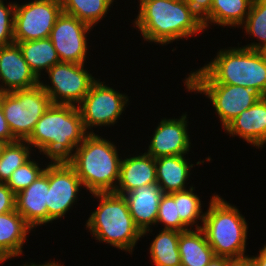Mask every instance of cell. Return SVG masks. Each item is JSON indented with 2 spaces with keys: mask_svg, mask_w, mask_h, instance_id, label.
I'll return each mask as SVG.
<instances>
[{
  "mask_svg": "<svg viewBox=\"0 0 266 266\" xmlns=\"http://www.w3.org/2000/svg\"><path fill=\"white\" fill-rule=\"evenodd\" d=\"M184 84L240 85L266 97V62L257 50L221 49L210 63L191 72Z\"/></svg>",
  "mask_w": 266,
  "mask_h": 266,
  "instance_id": "1",
  "label": "cell"
},
{
  "mask_svg": "<svg viewBox=\"0 0 266 266\" xmlns=\"http://www.w3.org/2000/svg\"><path fill=\"white\" fill-rule=\"evenodd\" d=\"M139 7L134 23L148 42L166 45L204 30L201 19L186 0H149Z\"/></svg>",
  "mask_w": 266,
  "mask_h": 266,
  "instance_id": "2",
  "label": "cell"
},
{
  "mask_svg": "<svg viewBox=\"0 0 266 266\" xmlns=\"http://www.w3.org/2000/svg\"><path fill=\"white\" fill-rule=\"evenodd\" d=\"M87 134L77 106L52 104L26 142L51 161H67Z\"/></svg>",
  "mask_w": 266,
  "mask_h": 266,
  "instance_id": "3",
  "label": "cell"
},
{
  "mask_svg": "<svg viewBox=\"0 0 266 266\" xmlns=\"http://www.w3.org/2000/svg\"><path fill=\"white\" fill-rule=\"evenodd\" d=\"M113 144L95 133H88L67 160L91 194L115 191L121 159Z\"/></svg>",
  "mask_w": 266,
  "mask_h": 266,
  "instance_id": "4",
  "label": "cell"
},
{
  "mask_svg": "<svg viewBox=\"0 0 266 266\" xmlns=\"http://www.w3.org/2000/svg\"><path fill=\"white\" fill-rule=\"evenodd\" d=\"M100 201L86 222L96 240L132 252L142 232L135 225L123 195L115 192L92 193Z\"/></svg>",
  "mask_w": 266,
  "mask_h": 266,
  "instance_id": "5",
  "label": "cell"
},
{
  "mask_svg": "<svg viewBox=\"0 0 266 266\" xmlns=\"http://www.w3.org/2000/svg\"><path fill=\"white\" fill-rule=\"evenodd\" d=\"M204 215L201 229L214 255L228 258L244 256L248 224L236 206L213 195Z\"/></svg>",
  "mask_w": 266,
  "mask_h": 266,
  "instance_id": "6",
  "label": "cell"
},
{
  "mask_svg": "<svg viewBox=\"0 0 266 266\" xmlns=\"http://www.w3.org/2000/svg\"><path fill=\"white\" fill-rule=\"evenodd\" d=\"M51 105L50 96L40 83L29 89L0 93V106L16 140H27Z\"/></svg>",
  "mask_w": 266,
  "mask_h": 266,
  "instance_id": "7",
  "label": "cell"
},
{
  "mask_svg": "<svg viewBox=\"0 0 266 266\" xmlns=\"http://www.w3.org/2000/svg\"><path fill=\"white\" fill-rule=\"evenodd\" d=\"M46 73L52 86L41 81L40 85L50 96L52 104L79 105L96 81V78L84 69V64L59 62Z\"/></svg>",
  "mask_w": 266,
  "mask_h": 266,
  "instance_id": "8",
  "label": "cell"
},
{
  "mask_svg": "<svg viewBox=\"0 0 266 266\" xmlns=\"http://www.w3.org/2000/svg\"><path fill=\"white\" fill-rule=\"evenodd\" d=\"M62 12L61 0H33L23 5L15 4L14 42L48 38Z\"/></svg>",
  "mask_w": 266,
  "mask_h": 266,
  "instance_id": "9",
  "label": "cell"
},
{
  "mask_svg": "<svg viewBox=\"0 0 266 266\" xmlns=\"http://www.w3.org/2000/svg\"><path fill=\"white\" fill-rule=\"evenodd\" d=\"M128 100L127 95L96 80L91 85L89 93L77 105L86 132L94 133L87 131L93 126L114 125L124 111Z\"/></svg>",
  "mask_w": 266,
  "mask_h": 266,
  "instance_id": "10",
  "label": "cell"
},
{
  "mask_svg": "<svg viewBox=\"0 0 266 266\" xmlns=\"http://www.w3.org/2000/svg\"><path fill=\"white\" fill-rule=\"evenodd\" d=\"M188 91L205 94L212 102L222 126L254 105L262 96L253 89L228 84H185Z\"/></svg>",
  "mask_w": 266,
  "mask_h": 266,
  "instance_id": "11",
  "label": "cell"
},
{
  "mask_svg": "<svg viewBox=\"0 0 266 266\" xmlns=\"http://www.w3.org/2000/svg\"><path fill=\"white\" fill-rule=\"evenodd\" d=\"M81 186L83 185L75 169L67 161H51L46 202L48 223L64 217L78 198Z\"/></svg>",
  "mask_w": 266,
  "mask_h": 266,
  "instance_id": "12",
  "label": "cell"
},
{
  "mask_svg": "<svg viewBox=\"0 0 266 266\" xmlns=\"http://www.w3.org/2000/svg\"><path fill=\"white\" fill-rule=\"evenodd\" d=\"M92 26L64 12L57 18L49 39L60 62L84 64L87 55V37Z\"/></svg>",
  "mask_w": 266,
  "mask_h": 266,
  "instance_id": "13",
  "label": "cell"
},
{
  "mask_svg": "<svg viewBox=\"0 0 266 266\" xmlns=\"http://www.w3.org/2000/svg\"><path fill=\"white\" fill-rule=\"evenodd\" d=\"M0 81L4 86L0 84V93L29 89L40 83L15 42L0 48Z\"/></svg>",
  "mask_w": 266,
  "mask_h": 266,
  "instance_id": "14",
  "label": "cell"
},
{
  "mask_svg": "<svg viewBox=\"0 0 266 266\" xmlns=\"http://www.w3.org/2000/svg\"><path fill=\"white\" fill-rule=\"evenodd\" d=\"M186 116L184 114L180 119L161 120L146 153L153 158L186 155L191 144Z\"/></svg>",
  "mask_w": 266,
  "mask_h": 266,
  "instance_id": "15",
  "label": "cell"
},
{
  "mask_svg": "<svg viewBox=\"0 0 266 266\" xmlns=\"http://www.w3.org/2000/svg\"><path fill=\"white\" fill-rule=\"evenodd\" d=\"M49 189V165L27 188L16 194L15 210L33 229L48 223L47 197Z\"/></svg>",
  "mask_w": 266,
  "mask_h": 266,
  "instance_id": "16",
  "label": "cell"
},
{
  "mask_svg": "<svg viewBox=\"0 0 266 266\" xmlns=\"http://www.w3.org/2000/svg\"><path fill=\"white\" fill-rule=\"evenodd\" d=\"M224 129L231 136H240L249 144L262 147L266 143V97L240 113Z\"/></svg>",
  "mask_w": 266,
  "mask_h": 266,
  "instance_id": "17",
  "label": "cell"
},
{
  "mask_svg": "<svg viewBox=\"0 0 266 266\" xmlns=\"http://www.w3.org/2000/svg\"><path fill=\"white\" fill-rule=\"evenodd\" d=\"M162 195V189L157 184L135 188L123 195L128 203L133 221L142 235L149 232L150 225L156 224Z\"/></svg>",
  "mask_w": 266,
  "mask_h": 266,
  "instance_id": "18",
  "label": "cell"
},
{
  "mask_svg": "<svg viewBox=\"0 0 266 266\" xmlns=\"http://www.w3.org/2000/svg\"><path fill=\"white\" fill-rule=\"evenodd\" d=\"M154 184H157L155 158L145 152L142 155L121 159L115 193L124 195L135 188Z\"/></svg>",
  "mask_w": 266,
  "mask_h": 266,
  "instance_id": "19",
  "label": "cell"
},
{
  "mask_svg": "<svg viewBox=\"0 0 266 266\" xmlns=\"http://www.w3.org/2000/svg\"><path fill=\"white\" fill-rule=\"evenodd\" d=\"M31 227L16 211L0 214V263L22 254Z\"/></svg>",
  "mask_w": 266,
  "mask_h": 266,
  "instance_id": "20",
  "label": "cell"
},
{
  "mask_svg": "<svg viewBox=\"0 0 266 266\" xmlns=\"http://www.w3.org/2000/svg\"><path fill=\"white\" fill-rule=\"evenodd\" d=\"M155 162L157 185L163 194L187 190L185 181L193 164L188 165L184 155L159 157L155 158Z\"/></svg>",
  "mask_w": 266,
  "mask_h": 266,
  "instance_id": "21",
  "label": "cell"
},
{
  "mask_svg": "<svg viewBox=\"0 0 266 266\" xmlns=\"http://www.w3.org/2000/svg\"><path fill=\"white\" fill-rule=\"evenodd\" d=\"M196 231L192 229L179 235V253L181 266H205L214 257L201 226L196 224Z\"/></svg>",
  "mask_w": 266,
  "mask_h": 266,
  "instance_id": "22",
  "label": "cell"
},
{
  "mask_svg": "<svg viewBox=\"0 0 266 266\" xmlns=\"http://www.w3.org/2000/svg\"><path fill=\"white\" fill-rule=\"evenodd\" d=\"M252 2L253 0H213L210 13L202 20L204 29L208 27V23L243 26Z\"/></svg>",
  "mask_w": 266,
  "mask_h": 266,
  "instance_id": "23",
  "label": "cell"
},
{
  "mask_svg": "<svg viewBox=\"0 0 266 266\" xmlns=\"http://www.w3.org/2000/svg\"><path fill=\"white\" fill-rule=\"evenodd\" d=\"M15 43L19 45L29 68L38 79H40V73L43 69L47 72L52 66L60 62L57 51L49 37Z\"/></svg>",
  "mask_w": 266,
  "mask_h": 266,
  "instance_id": "24",
  "label": "cell"
},
{
  "mask_svg": "<svg viewBox=\"0 0 266 266\" xmlns=\"http://www.w3.org/2000/svg\"><path fill=\"white\" fill-rule=\"evenodd\" d=\"M175 230H161L150 246L151 260L155 266H181L179 235Z\"/></svg>",
  "mask_w": 266,
  "mask_h": 266,
  "instance_id": "25",
  "label": "cell"
},
{
  "mask_svg": "<svg viewBox=\"0 0 266 266\" xmlns=\"http://www.w3.org/2000/svg\"><path fill=\"white\" fill-rule=\"evenodd\" d=\"M114 0H61L63 12L94 27ZM94 25V26H93Z\"/></svg>",
  "mask_w": 266,
  "mask_h": 266,
  "instance_id": "26",
  "label": "cell"
},
{
  "mask_svg": "<svg viewBox=\"0 0 266 266\" xmlns=\"http://www.w3.org/2000/svg\"><path fill=\"white\" fill-rule=\"evenodd\" d=\"M29 145L26 140H16L5 146L0 157V183H6L11 174L31 158Z\"/></svg>",
  "mask_w": 266,
  "mask_h": 266,
  "instance_id": "27",
  "label": "cell"
},
{
  "mask_svg": "<svg viewBox=\"0 0 266 266\" xmlns=\"http://www.w3.org/2000/svg\"><path fill=\"white\" fill-rule=\"evenodd\" d=\"M243 24L247 34H252L260 41V43H252L243 48L257 50L266 44V0H253L250 12Z\"/></svg>",
  "mask_w": 266,
  "mask_h": 266,
  "instance_id": "28",
  "label": "cell"
},
{
  "mask_svg": "<svg viewBox=\"0 0 266 266\" xmlns=\"http://www.w3.org/2000/svg\"><path fill=\"white\" fill-rule=\"evenodd\" d=\"M194 188L190 187L189 190L178 191L170 193V195L177 201L178 214L180 220L187 226L193 227L197 219L203 223L204 214L201 209V201L198 195L193 193ZM203 215H202V214Z\"/></svg>",
  "mask_w": 266,
  "mask_h": 266,
  "instance_id": "29",
  "label": "cell"
},
{
  "mask_svg": "<svg viewBox=\"0 0 266 266\" xmlns=\"http://www.w3.org/2000/svg\"><path fill=\"white\" fill-rule=\"evenodd\" d=\"M157 223L165 224V227L162 228L163 230H175L178 232L190 230L186 228L187 226L180 220L177 201H175L170 194H163L161 196L156 219V224Z\"/></svg>",
  "mask_w": 266,
  "mask_h": 266,
  "instance_id": "30",
  "label": "cell"
},
{
  "mask_svg": "<svg viewBox=\"0 0 266 266\" xmlns=\"http://www.w3.org/2000/svg\"><path fill=\"white\" fill-rule=\"evenodd\" d=\"M44 171L30 159L18 167L5 183L15 194L27 188Z\"/></svg>",
  "mask_w": 266,
  "mask_h": 266,
  "instance_id": "31",
  "label": "cell"
},
{
  "mask_svg": "<svg viewBox=\"0 0 266 266\" xmlns=\"http://www.w3.org/2000/svg\"><path fill=\"white\" fill-rule=\"evenodd\" d=\"M15 4L10 3L7 7L0 0V48L14 43Z\"/></svg>",
  "mask_w": 266,
  "mask_h": 266,
  "instance_id": "32",
  "label": "cell"
},
{
  "mask_svg": "<svg viewBox=\"0 0 266 266\" xmlns=\"http://www.w3.org/2000/svg\"><path fill=\"white\" fill-rule=\"evenodd\" d=\"M16 194L5 184L0 183V214L15 210Z\"/></svg>",
  "mask_w": 266,
  "mask_h": 266,
  "instance_id": "33",
  "label": "cell"
},
{
  "mask_svg": "<svg viewBox=\"0 0 266 266\" xmlns=\"http://www.w3.org/2000/svg\"><path fill=\"white\" fill-rule=\"evenodd\" d=\"M201 21L210 13L213 0H186Z\"/></svg>",
  "mask_w": 266,
  "mask_h": 266,
  "instance_id": "34",
  "label": "cell"
},
{
  "mask_svg": "<svg viewBox=\"0 0 266 266\" xmlns=\"http://www.w3.org/2000/svg\"><path fill=\"white\" fill-rule=\"evenodd\" d=\"M0 138L7 141L8 143L16 141V139L13 137L11 133L9 125L5 120V116L1 106H0Z\"/></svg>",
  "mask_w": 266,
  "mask_h": 266,
  "instance_id": "35",
  "label": "cell"
},
{
  "mask_svg": "<svg viewBox=\"0 0 266 266\" xmlns=\"http://www.w3.org/2000/svg\"><path fill=\"white\" fill-rule=\"evenodd\" d=\"M226 266H254L252 257H248L246 255L240 257H227Z\"/></svg>",
  "mask_w": 266,
  "mask_h": 266,
  "instance_id": "36",
  "label": "cell"
},
{
  "mask_svg": "<svg viewBox=\"0 0 266 266\" xmlns=\"http://www.w3.org/2000/svg\"><path fill=\"white\" fill-rule=\"evenodd\" d=\"M254 266H266V245L260 250L259 255L252 257Z\"/></svg>",
  "mask_w": 266,
  "mask_h": 266,
  "instance_id": "37",
  "label": "cell"
},
{
  "mask_svg": "<svg viewBox=\"0 0 266 266\" xmlns=\"http://www.w3.org/2000/svg\"><path fill=\"white\" fill-rule=\"evenodd\" d=\"M227 264V257L223 256H216L210 260V262L205 266H226Z\"/></svg>",
  "mask_w": 266,
  "mask_h": 266,
  "instance_id": "38",
  "label": "cell"
},
{
  "mask_svg": "<svg viewBox=\"0 0 266 266\" xmlns=\"http://www.w3.org/2000/svg\"><path fill=\"white\" fill-rule=\"evenodd\" d=\"M257 51L261 55L262 59L266 62V44L259 47Z\"/></svg>",
  "mask_w": 266,
  "mask_h": 266,
  "instance_id": "39",
  "label": "cell"
},
{
  "mask_svg": "<svg viewBox=\"0 0 266 266\" xmlns=\"http://www.w3.org/2000/svg\"><path fill=\"white\" fill-rule=\"evenodd\" d=\"M23 266H63V265H60L59 263H55L54 261L53 262L51 261V262H48V263L46 262L45 264H42V265L41 264L36 265L34 263H31V265H28V264L26 265L25 264Z\"/></svg>",
  "mask_w": 266,
  "mask_h": 266,
  "instance_id": "40",
  "label": "cell"
},
{
  "mask_svg": "<svg viewBox=\"0 0 266 266\" xmlns=\"http://www.w3.org/2000/svg\"><path fill=\"white\" fill-rule=\"evenodd\" d=\"M7 144H8L7 141H5V140H3V139L0 138V157H1V155H2V153H3V150H4V148H5V146H6Z\"/></svg>",
  "mask_w": 266,
  "mask_h": 266,
  "instance_id": "41",
  "label": "cell"
}]
</instances>
